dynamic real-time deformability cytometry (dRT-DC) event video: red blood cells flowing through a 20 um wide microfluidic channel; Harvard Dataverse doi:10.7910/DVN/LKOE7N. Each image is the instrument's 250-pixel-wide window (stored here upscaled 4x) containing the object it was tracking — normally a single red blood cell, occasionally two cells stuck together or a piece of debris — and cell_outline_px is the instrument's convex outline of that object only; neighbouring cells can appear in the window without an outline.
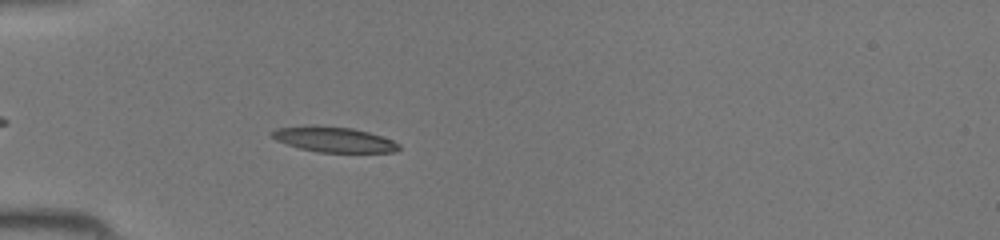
{"species": "common noctule bat (a hibernating species)", "species_latin": "Nyctalus noctula", "temperature_condition": "room temperature", "stored_images_in_passage": 34, "camera_frame_rate_fps": 3000, "um_per_image_px": 0.085, "animal": {"sex": "female", "body_mass_g": 19.5, "forearm_length_mm": 54.1}, "frame": {"image": 1, "passage_image": 6, "time_ms": 1.667, "image_size_px": [1000, 240], "cell_outline_px": [[400, 148], [396, 152], [316, 152], [300, 148], [276, 140], [268, 132], [276, 128], [304, 124], [316, 124], [352, 128], [368, 132], [392, 140], [400, 144]], "centroid_in_image_um": [28.32, 11.83], "position_along_channel_um": 56.7, "area_um2": 19.02}}
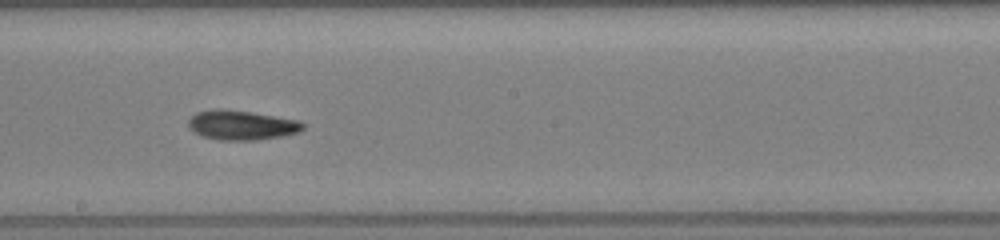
{"frame": {"image": 2, "passage_image": 18, "time_ms": 5.667, "image_size_px": [1000, 240], "cell_outline_px": [[304, 128], [300, 132], [280, 136], [256, 140], [220, 140], [204, 136], [188, 128], [188, 120], [196, 112], [216, 108], [220, 108], [248, 112], [300, 120], [304, 124]], "centroid_in_image_um": [20.53, 10.63], "position_along_channel_um": 227.7, "area_um2": 19.59}}
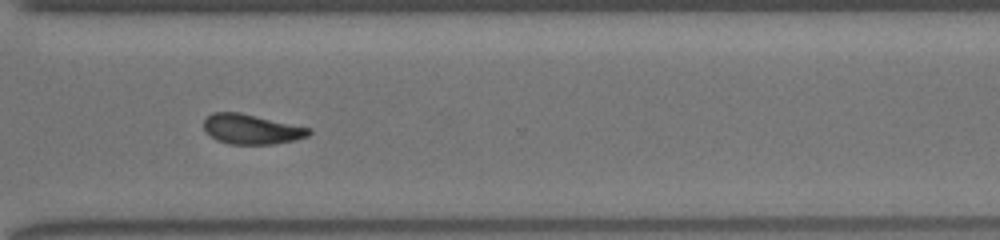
{"frame": {"image": 3, "passage_image": 26, "time_ms": 8.333, "image_size_px": [1000, 240], "cell_outline_px": [[312, 132], [308, 136], [292, 140], [272, 144], [228, 144], [216, 140], [204, 128], [204, 120], [212, 112], [240, 112], [312, 128]], "centroid_in_image_um": [21.39, 10.97], "position_along_channel_um": 349.2, "area_um2": 18.26}}